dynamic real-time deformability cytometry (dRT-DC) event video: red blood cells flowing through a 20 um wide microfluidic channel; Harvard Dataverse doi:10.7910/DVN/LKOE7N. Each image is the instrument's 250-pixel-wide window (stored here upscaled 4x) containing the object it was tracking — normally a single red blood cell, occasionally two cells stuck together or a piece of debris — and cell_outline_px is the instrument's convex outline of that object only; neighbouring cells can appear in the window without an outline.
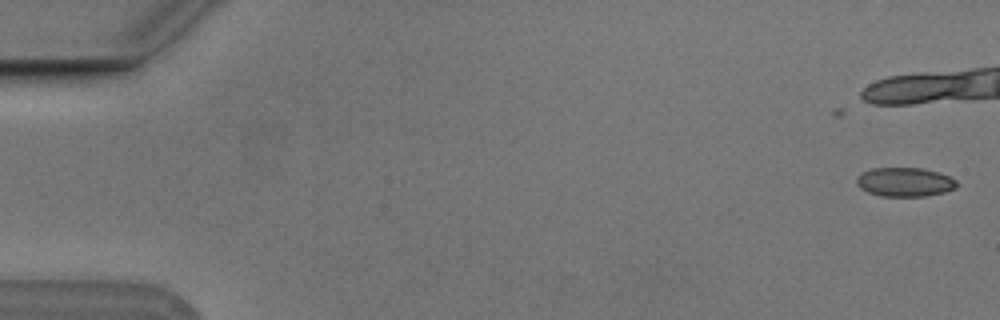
{"species": "Egyptian fruit bat (a non-hibernating species)", "species_latin": "Rousettus aegyptiacus", "temperature_condition": "cold", "stored_images_in_passage": 4, "camera_frame_rate_fps": 3000, "um_per_image_px": 0.085, "animal": {"sex": "male"}, "frame": {"image": 1, "passage_image": 2, "time_ms": 0.333, "image_size_px": [1000, 320], "cell_outline_px": [[960, 184], [956, 188], [944, 192], [928, 196], [880, 196], [868, 192], [860, 188], [856, 184], [856, 176], [860, 172], [872, 168], [920, 168], [936, 172], [948, 176], [956, 180]], "centroid_in_image_um": [76.88, 15.47], "position_along_channel_um": 8.1, "area_um2": 17.11}}